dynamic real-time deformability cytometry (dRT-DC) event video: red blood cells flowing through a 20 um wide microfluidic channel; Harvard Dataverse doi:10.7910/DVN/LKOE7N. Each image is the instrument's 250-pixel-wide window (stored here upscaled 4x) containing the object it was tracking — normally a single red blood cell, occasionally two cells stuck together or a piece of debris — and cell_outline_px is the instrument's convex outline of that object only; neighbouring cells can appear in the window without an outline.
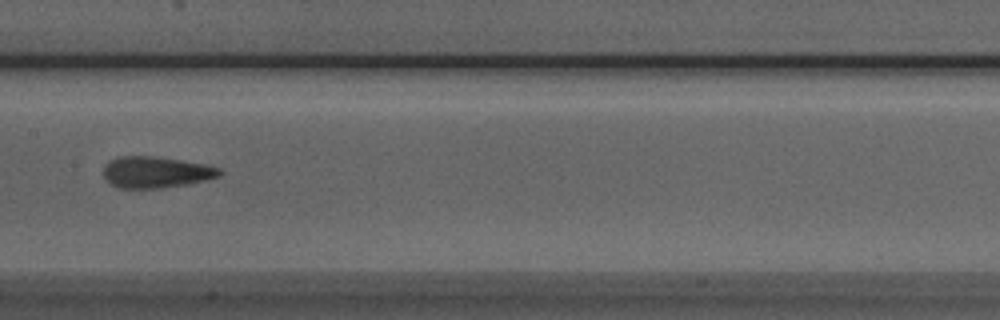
{"species": "Egyptian fruit bat (a non-hibernating species)", "species_latin": "Rousettus aegyptiacus", "temperature_condition": "room temperature", "stored_images_in_passage": 5, "camera_frame_rate_fps": 3000, "um_per_image_px": 0.085, "animal": {"sex": "male"}, "frame": {"image": 1, "passage_image": 5, "time_ms": 5.667, "image_size_px": [1000, 320], "cell_outline_px": [[224, 172], [220, 176], [188, 184], [160, 188], [120, 188], [112, 184], [104, 176], [104, 164], [120, 156], [156, 156], [208, 164], [220, 168]], "centroid_in_image_um": [13.31, 14.62], "position_along_channel_um": 194.1, "area_um2": 21.27}}